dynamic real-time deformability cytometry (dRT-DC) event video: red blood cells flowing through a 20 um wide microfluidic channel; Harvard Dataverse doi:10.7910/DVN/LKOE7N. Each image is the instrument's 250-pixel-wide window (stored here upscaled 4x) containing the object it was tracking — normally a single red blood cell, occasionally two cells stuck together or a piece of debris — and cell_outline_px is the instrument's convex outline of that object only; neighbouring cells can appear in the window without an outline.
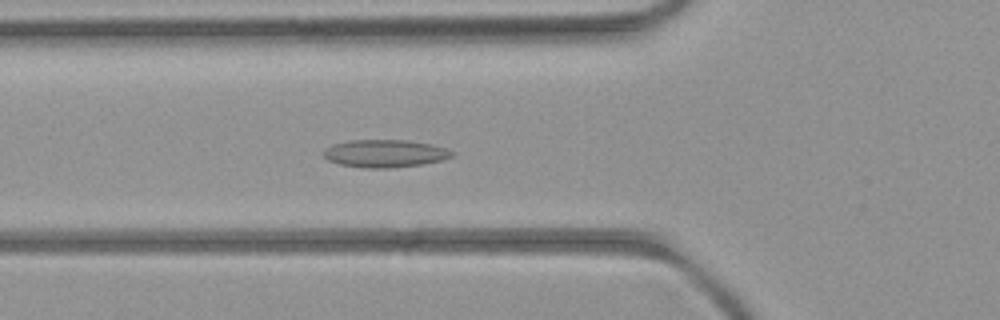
{"species": "common noctule bat (a hibernating species)", "species_latin": "Nyctalus noctula", "temperature_condition": "room temperature", "stored_images_in_passage": 47, "camera_frame_rate_fps": 3000, "um_per_image_px": 0.085, "animal": {"sex": "female", "body_mass_g": 21.9}, "frame": {"image": 1, "passage_image": 13, "time_ms": 4.0, "image_size_px": [1000, 320], "cell_outline_px": [[456, 152], [452, 156], [440, 160], [424, 164], [392, 168], [364, 168], [340, 164], [328, 160], [324, 156], [324, 148], [332, 144], [348, 140], [408, 140], [432, 144], [448, 148]], "centroid_in_image_um": [32.74, 13.04], "position_along_channel_um": 93.1, "area_um2": 20.92}}
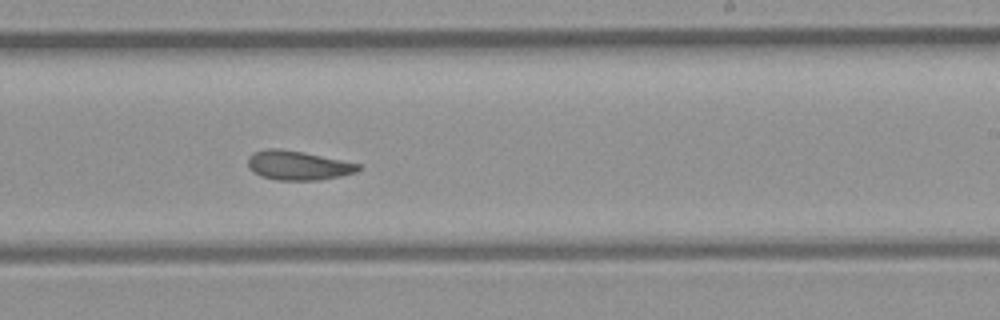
{"frame": {"image": 2, "passage_image": 26, "time_ms": 8.333, "image_size_px": [1000, 320], "cell_outline_px": [[360, 168], [356, 172], [340, 176], [320, 180], [276, 180], [260, 176], [252, 172], [248, 168], [248, 156], [256, 152], [268, 148], [276, 148], [304, 152], [360, 164]], "centroid_in_image_um": [25.3, 14.07], "position_along_channel_um": 263.7, "area_um2": 18.79}}
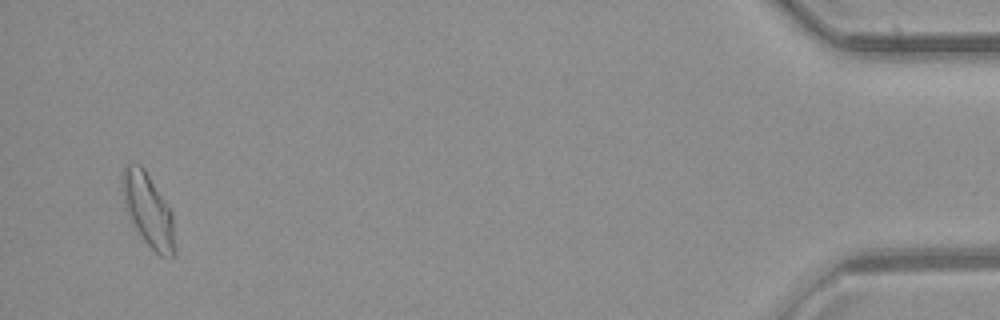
{"frame": {"image": 3, "passage_image": 45, "time_ms": 14.667, "image_size_px": [1000, 320], "cell_outline_px": [[176, 252], [172, 256], [160, 256], [144, 240], [128, 220], [120, 180], [124, 168], [128, 164], [140, 164], [144, 168], [172, 212], [176, 248]], "centroid_in_image_um": [12.59, 17.87], "position_along_channel_um": 422.6, "area_um2": 22.43}, "authors_computed_cell_mechanics": {"area_um2": 19.7098, "velocity_mm_per_s": 3.9308, "shape_relaxation_time_tau1_ms": null, "shape_relaxation_time_tau2_ms": 3.4913, "deformation_change_tau1": null, "deformation_change_tau2": 0.0927}}